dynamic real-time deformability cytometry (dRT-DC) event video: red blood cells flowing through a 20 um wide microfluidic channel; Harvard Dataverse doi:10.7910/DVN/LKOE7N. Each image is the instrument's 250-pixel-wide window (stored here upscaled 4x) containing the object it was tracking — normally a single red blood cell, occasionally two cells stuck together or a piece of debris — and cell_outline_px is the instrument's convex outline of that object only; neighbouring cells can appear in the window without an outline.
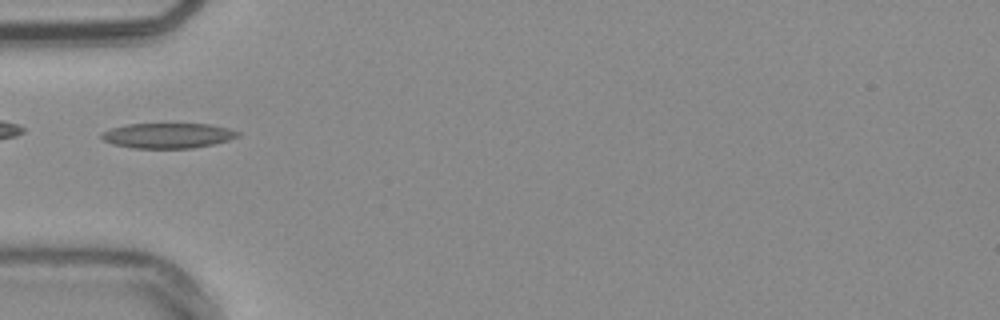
{"species": "common noctule bat (a hibernating species)", "species_latin": "Nyctalus noctula", "temperature_condition": "warm", "stored_images_in_passage": 37, "camera_frame_rate_fps": 3000, "um_per_image_px": 0.085, "animal": {"sex": "male", "body_mass_g": 20.4}, "frame": {"image": 1, "passage_image": 1, "time_ms": 0.0, "image_size_px": [1000, 320], "cell_outline_px": [[240, 136], [228, 140], [212, 144], [192, 148], [132, 148], [112, 144], [104, 140], [100, 136], [100, 132], [112, 128], [128, 124], [212, 124], [228, 128], [240, 132]], "centroid_in_image_um": [14.26, 11.52], "position_along_channel_um": 70.7, "area_um2": 20.0}, "authors_computed_cell_mechanics": {"area_um2": 18.8428, "velocity_mm_per_s": 3.8029, "shape_relaxation_time_tau1_ms": null, "shape_relaxation_time_tau2_ms": 2.6121, "deformation_change_tau1": null, "deformation_change_tau2": 0.1036}}